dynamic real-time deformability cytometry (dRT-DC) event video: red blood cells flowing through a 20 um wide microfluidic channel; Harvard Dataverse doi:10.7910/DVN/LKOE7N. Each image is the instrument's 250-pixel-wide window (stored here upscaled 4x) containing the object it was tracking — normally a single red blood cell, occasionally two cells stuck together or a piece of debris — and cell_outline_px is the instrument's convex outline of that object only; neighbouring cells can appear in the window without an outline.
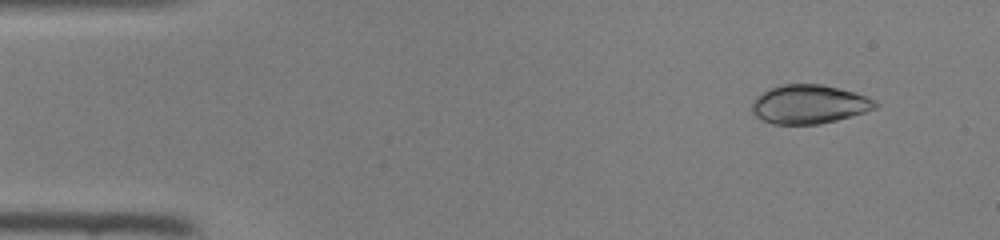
{"species": "common noctule bat (a hibernating species)", "species_latin": "Nyctalus noctula", "temperature_condition": "room temperature", "stored_images_in_passage": 46, "camera_frame_rate_fps": 3000, "um_per_image_px": 0.085, "animal": {"sex": "female", "body_mass_g": 22.0, "forearm_length_mm": 56.7}, "frame": {"image": 1, "passage_image": 4, "time_ms": 1.0, "image_size_px": [1000, 240], "cell_outline_px": [[880, 104], [876, 108], [864, 112], [836, 120], [820, 124], [772, 124], [756, 116], [752, 112], [752, 104], [756, 96], [768, 88], [784, 84], [820, 84], [856, 92], [868, 96], [876, 100]], "centroid_in_image_um": [68.79, 8.85], "position_along_channel_um": 16.2, "area_um2": 28.03}}
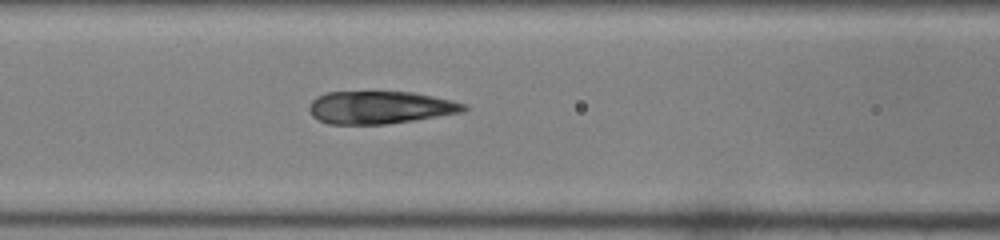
{"frame": {"image": 2, "passage_image": 19, "time_ms": 6.0, "image_size_px": [1000, 240], "cell_outline_px": [[468, 108], [464, 112], [412, 120], [384, 124], [328, 124], [312, 116], [308, 108], [312, 100], [316, 96], [328, 92], [412, 92], [452, 100], [468, 104]], "centroid_in_image_um": [32.31, 9.13], "position_along_channel_um": 134.3, "area_um2": 29.36}}
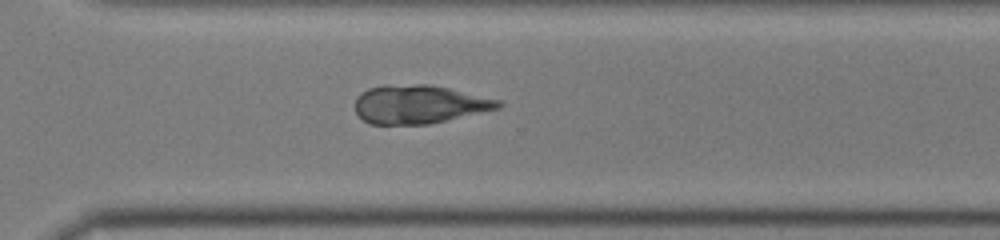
{"frame": {"image": 3, "passage_image": 33, "time_ms": 10.667, "image_size_px": [1000, 240], "cell_outline_px": [[504, 104], [500, 108], [428, 124], [368, 124], [356, 112], [356, 96], [360, 92], [368, 88], [384, 84], [432, 84], [500, 100]], "centroid_in_image_um": [35.6, 8.85], "position_along_channel_um": 335.0, "area_um2": 32.25}}